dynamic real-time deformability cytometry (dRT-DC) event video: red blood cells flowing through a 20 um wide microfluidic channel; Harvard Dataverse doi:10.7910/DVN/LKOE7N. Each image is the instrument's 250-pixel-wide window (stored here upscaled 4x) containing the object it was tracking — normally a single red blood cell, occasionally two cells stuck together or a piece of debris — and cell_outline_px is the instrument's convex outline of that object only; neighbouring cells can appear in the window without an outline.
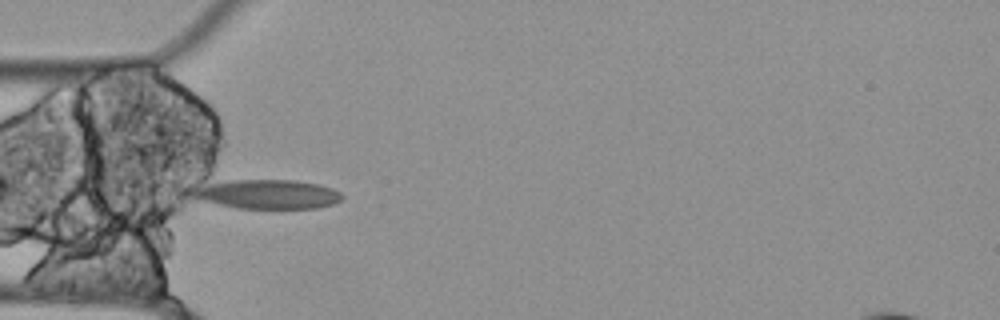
{"species": "Egyptian fruit bat (a non-hibernating species)", "species_latin": "Rousettus aegyptiacus", "temperature_condition": "cold", "stored_images_in_passage": 38, "camera_frame_rate_fps": 3000, "um_per_image_px": 0.085, "animal": {"sex": "female"}, "frame": {"image": 1, "passage_image": 1, "time_ms": 0.0, "image_size_px": [1000, 320], "cell_outline_px": [[344, 196], [340, 200], [332, 204], [316, 208], [236, 208], [204, 200], [192, 196], [192, 192], [212, 184], [236, 180], [292, 180], [316, 184], [332, 188], [340, 192]], "centroid_in_image_um": [22.86, 16.52], "position_along_channel_um": 62.1, "area_um2": 24.57}}
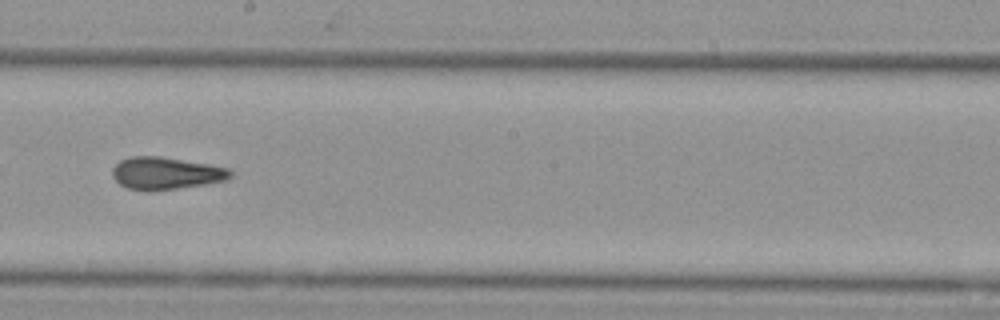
{"frame": {"image": 2, "passage_image": 15, "time_ms": 4.667, "image_size_px": [1000, 320], "cell_outline_px": [[232, 176], [228, 180], [204, 184], [176, 188], [128, 188], [120, 184], [112, 176], [112, 168], [120, 160], [132, 156], [160, 156], [208, 164], [228, 168], [232, 172]], "centroid_in_image_um": [14.13, 14.68], "position_along_channel_um": 234.1, "area_um2": 21.56}}
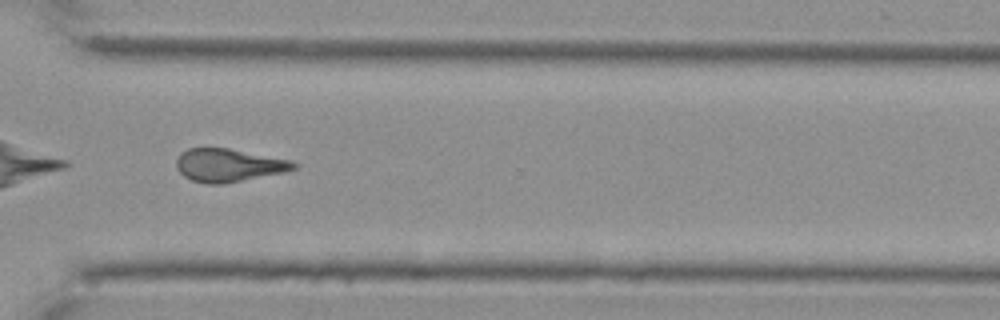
{"frame": {"image": 3, "passage_image": 25, "time_ms": 8.0, "image_size_px": [1000, 320], "cell_outline_px": [[300, 164], [296, 168], [284, 172], [220, 184], [208, 184], [192, 180], [184, 176], [176, 168], [176, 160], [180, 152], [188, 148], [228, 148], [292, 160]], "centroid_in_image_um": [19.43, 14.03], "position_along_channel_um": 351.2, "area_um2": 22.54}, "authors_computed_cell_mechanics": {"area_um2": 22.5998, "velocity_mm_per_s": 3.511, "shape_relaxation_time_tau1_ms": null, "shape_relaxation_time_tau2_ms": 4.0881, "deformation_change_tau1": null, "deformation_change_tau2": 0.1277}}